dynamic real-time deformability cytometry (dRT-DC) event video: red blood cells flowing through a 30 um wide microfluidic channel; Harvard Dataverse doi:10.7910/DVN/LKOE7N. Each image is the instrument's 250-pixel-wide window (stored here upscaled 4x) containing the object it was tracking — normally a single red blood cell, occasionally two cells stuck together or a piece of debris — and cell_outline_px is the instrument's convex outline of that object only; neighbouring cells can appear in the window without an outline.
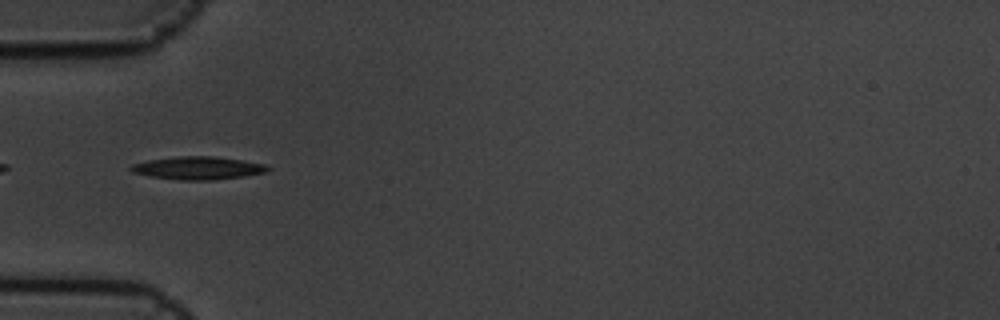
{"species": "common noctule bat (a hibernating species)", "species_latin": "Nyctalus noctula", "temperature_condition": "cold", "stored_images_in_passage": 11, "camera_frame_rate_fps": 3000, "um_per_image_px": 0.085, "animal": {"sex": "male", "body_mass_g": 19.5, "forearm_length_mm": 54.6}, "frame": {"image": 1, "passage_image": 1, "time_ms": 0.0, "image_size_px": [1000, 320], "cell_outline_px": [[272, 168], [268, 172], [244, 176], [212, 180], [180, 180], [152, 176], [132, 172], [128, 168], [132, 164], [148, 160], [176, 156], [212, 156], [240, 160], [264, 164]], "centroid_in_image_um": [16.83, 14.28], "position_along_channel_um": 68.2, "area_um2": 18.21}}
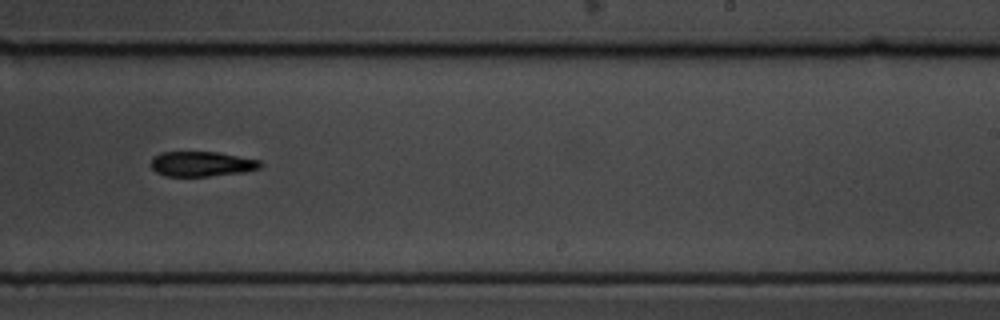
{"frame": {"image": 2, "passage_image": 6, "time_ms": 1.667, "image_size_px": [1000, 320], "cell_outline_px": [[264, 164], [260, 168], [244, 172], [208, 176], [164, 176], [156, 172], [152, 168], [152, 156], [160, 152], [220, 152], [260, 160]], "centroid_in_image_um": [17.16, 13.93], "position_along_channel_um": 271.8, "area_um2": 16.07}}
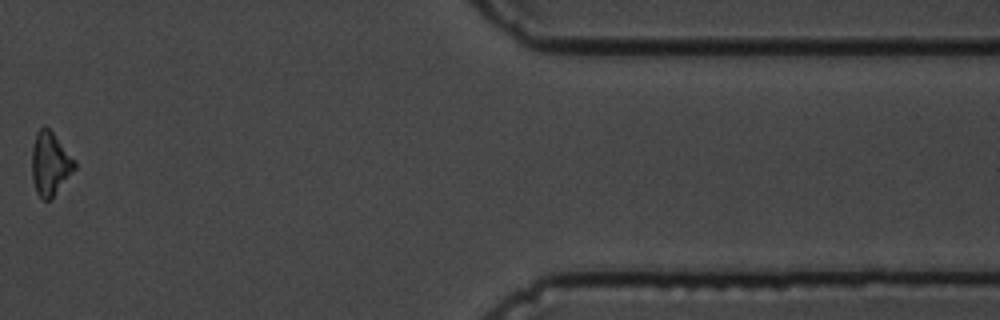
{"frame": {"image": 3, "passage_image": 10, "time_ms": 3.0, "image_size_px": [1000, 320], "cell_outline_px": [[76, 168], [52, 200], [44, 200], [36, 192], [32, 180], [32, 148], [36, 132], [40, 128], [48, 128], [52, 132], [76, 160]], "centroid_in_image_um": [4.27, 13.96], "position_along_channel_um": 407.1, "area_um2": 15.9}}